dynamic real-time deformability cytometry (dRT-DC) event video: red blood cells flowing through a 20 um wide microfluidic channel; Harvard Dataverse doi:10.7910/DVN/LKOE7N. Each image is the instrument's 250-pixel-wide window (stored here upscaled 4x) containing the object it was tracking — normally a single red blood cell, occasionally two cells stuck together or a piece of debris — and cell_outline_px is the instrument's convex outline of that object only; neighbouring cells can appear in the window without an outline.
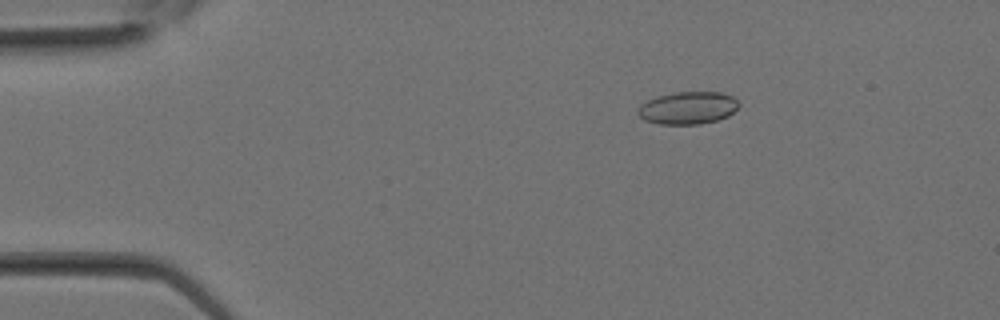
{"species": "Egyptian fruit bat (a non-hibernating species)", "species_latin": "Rousettus aegyptiacus", "temperature_condition": "room temperature", "stored_images_in_passage": 29, "camera_frame_rate_fps": 3000, "um_per_image_px": 0.085, "animal": {"sex": "female"}, "frame": {"image": 1, "passage_image": 5, "time_ms": 1.333, "image_size_px": [1000, 320], "cell_outline_px": [[740, 104], [728, 116], [716, 120], [700, 124], [660, 124], [644, 120], [636, 112], [640, 104], [648, 100], [660, 96], [676, 92], [720, 92], [732, 96]], "centroid_in_image_um": [58.45, 9.17], "position_along_channel_um": 26.5, "area_um2": 18.96}}
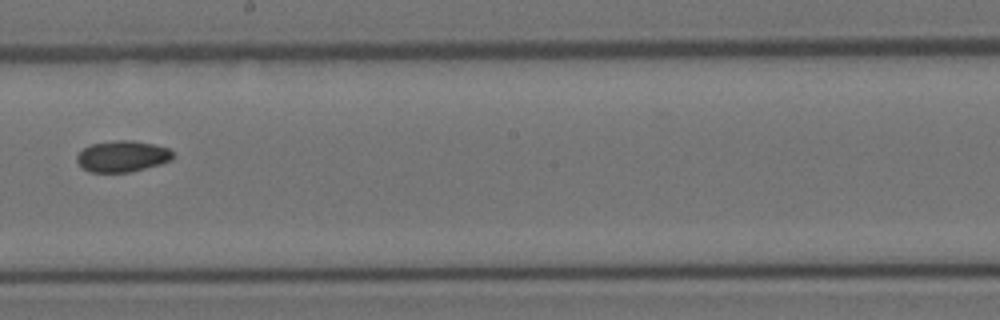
{"frame": {"image": 2, "passage_image": 17, "time_ms": 5.333, "image_size_px": [1000, 320], "cell_outline_px": [[172, 160], [160, 164], [128, 172], [92, 172], [84, 168], [76, 160], [76, 156], [84, 148], [92, 144], [112, 140], [132, 140], [152, 144], [168, 148], [172, 152]], "centroid_in_image_um": [10.39, 13.27], "position_along_channel_um": 237.8, "area_um2": 17.22}}
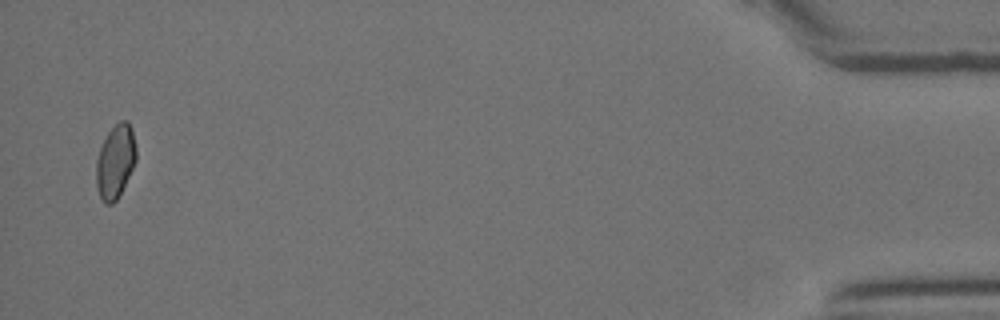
{"frame": {"image": 3, "passage_image": 29, "time_ms": 9.333, "image_size_px": [1000, 320], "cell_outline_px": [[136, 160], [116, 200], [112, 204], [104, 204], [100, 196], [96, 184], [96, 160], [100, 148], [108, 132], [120, 120], [128, 120], [132, 128], [136, 144]], "centroid_in_image_um": [9.81, 13.7], "position_along_channel_um": 425.4, "area_um2": 16.99}}